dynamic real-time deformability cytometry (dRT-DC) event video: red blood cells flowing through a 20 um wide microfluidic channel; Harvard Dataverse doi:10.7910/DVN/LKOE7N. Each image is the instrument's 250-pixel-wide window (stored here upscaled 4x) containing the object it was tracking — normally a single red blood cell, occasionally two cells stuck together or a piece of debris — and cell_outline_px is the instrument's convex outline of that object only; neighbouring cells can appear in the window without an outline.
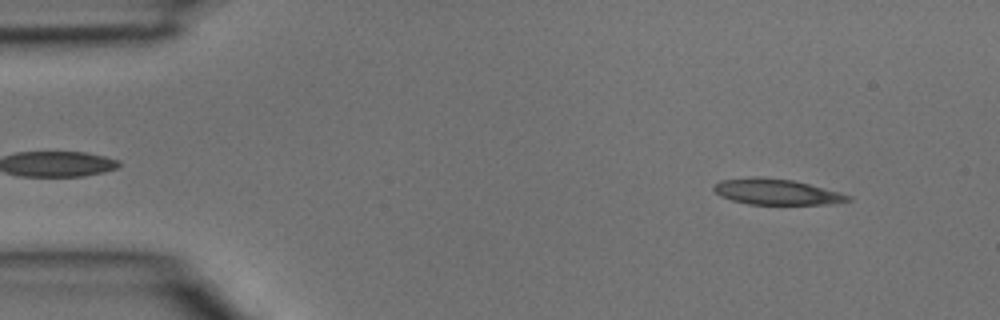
{"species": "common noctule bat (a hibernating species)", "species_latin": "Nyctalus noctula", "temperature_condition": "room temperature", "stored_images_in_passage": 2, "camera_frame_rate_fps": 3000, "um_per_image_px": 0.085, "animal": {"sex": "male", "body_mass_g": 15.6}, "frame": {"image": 1, "passage_image": 1, "time_ms": 0.0, "image_size_px": [1000, 320], "cell_outline_px": [[852, 200], [832, 204], [748, 204], [732, 200], [720, 196], [712, 188], [712, 184], [720, 180], [756, 176], [792, 180], [840, 192], [852, 196]], "centroid_in_image_um": [65.98, 16.3], "position_along_channel_um": 19.0, "area_um2": 20.17}}